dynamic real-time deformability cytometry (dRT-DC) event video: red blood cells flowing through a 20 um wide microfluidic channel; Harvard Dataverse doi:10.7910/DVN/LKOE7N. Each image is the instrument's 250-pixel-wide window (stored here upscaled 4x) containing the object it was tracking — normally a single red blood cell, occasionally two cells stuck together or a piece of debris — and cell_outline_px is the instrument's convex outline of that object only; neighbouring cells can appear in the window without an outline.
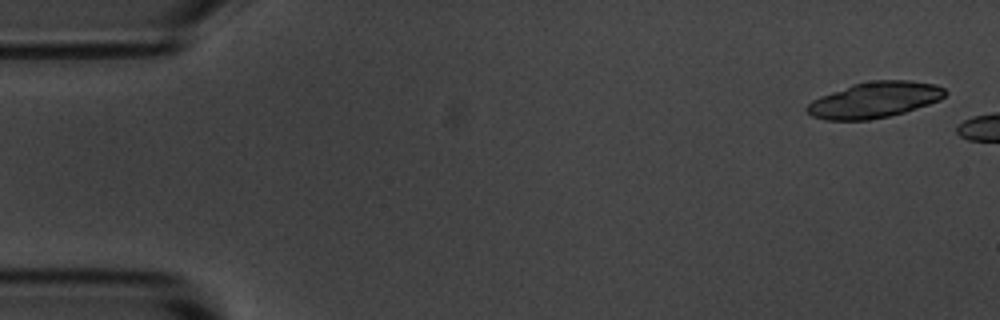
{"species": "common noctule bat (a hibernating species)", "species_latin": "Nyctalus noctula", "temperature_condition": "room temperature", "stored_images_in_passage": 3, "camera_frame_rate_fps": 3000, "um_per_image_px": 0.085, "animal": {"sex": "male", "body_mass_g": 20.1, "forearm_length_mm": 53.5}, "frame": {"image": 1, "passage_image": 1, "time_ms": 0.0, "image_size_px": [1000, 320], "cell_outline_px": [[948, 92], [940, 100], [904, 112], [888, 116], [868, 120], [824, 120], [812, 116], [804, 108], [812, 100], [820, 96], [852, 84], [872, 80], [908, 80], [936, 84], [944, 88]], "centroid_in_image_um": [74.32, 8.48], "position_along_channel_um": 10.7, "area_um2": 28.9}}